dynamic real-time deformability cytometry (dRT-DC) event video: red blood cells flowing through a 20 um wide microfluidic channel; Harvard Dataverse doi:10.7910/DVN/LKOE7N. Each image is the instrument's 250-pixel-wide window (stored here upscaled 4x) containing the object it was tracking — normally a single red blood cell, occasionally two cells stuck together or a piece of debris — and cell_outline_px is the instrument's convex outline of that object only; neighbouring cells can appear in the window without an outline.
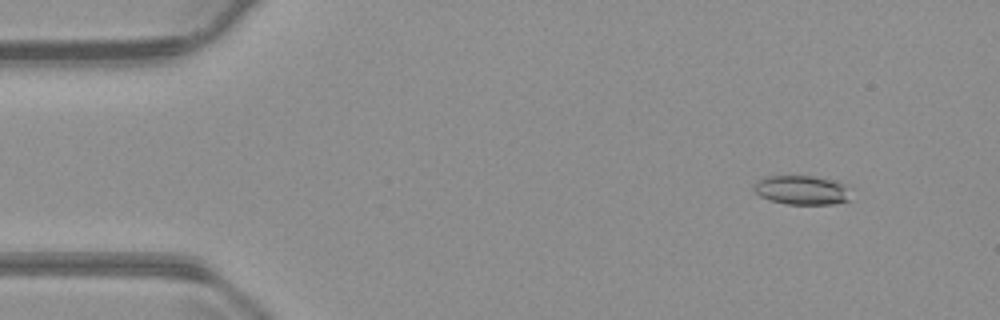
{"species": "common noctule bat (a hibernating species)", "species_latin": "Nyctalus noctula", "temperature_condition": "warm", "stored_images_in_passage": 50, "camera_frame_rate_fps": 3000, "um_per_image_px": 0.085, "animal": {"sex": "male", "body_mass_g": 23.1, "forearm_length_mm": 52.7}, "frame": {"image": 1, "passage_image": 1, "time_ms": 0.0, "image_size_px": [1000, 320], "cell_outline_px": [[852, 200], [832, 204], [788, 204], [768, 200], [760, 196], [752, 188], [752, 184], [756, 180], [764, 176], [812, 176], [828, 180], [852, 188]], "centroid_in_image_um": [68.14, 16.17], "position_along_channel_um": 16.9, "area_um2": 16.7}}
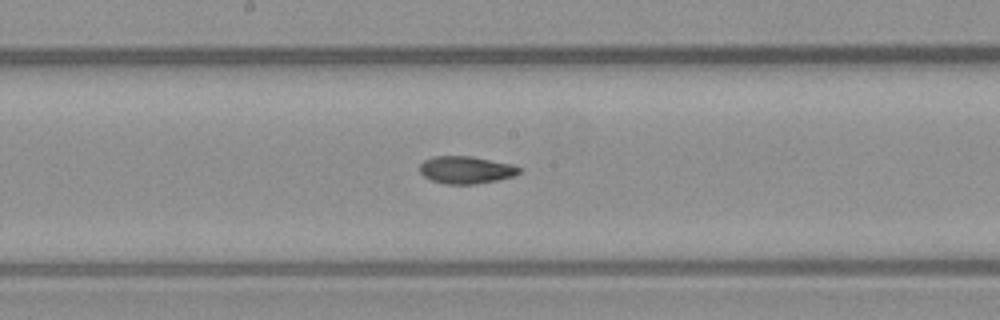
{"frame": {"image": 2, "passage_image": 24, "time_ms": 7.667, "image_size_px": [1000, 320], "cell_outline_px": [[520, 172], [512, 176], [496, 180], [476, 184], [444, 184], [432, 180], [424, 176], [420, 172], [420, 164], [424, 160], [432, 156], [472, 156], [512, 164], [520, 168]], "centroid_in_image_um": [39.58, 14.43], "position_along_channel_um": 208.6, "area_um2": 15.84}}
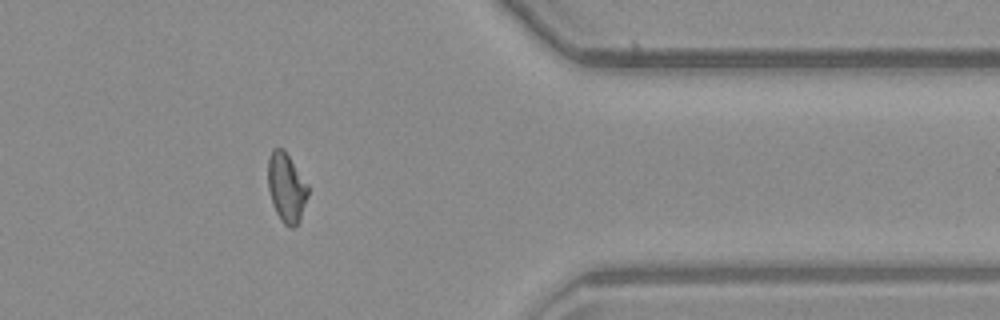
{"frame": {"image": 3, "passage_image": 40, "time_ms": 13.0, "image_size_px": [1000, 320], "cell_outline_px": [[308, 196], [300, 220], [292, 228], [288, 228], [280, 220], [272, 204], [268, 188], [268, 156], [272, 148], [284, 148], [308, 184]], "centroid_in_image_um": [24.34, 15.93], "position_along_channel_um": 387.1, "area_um2": 16.42}, "authors_computed_cell_mechanics": {"area_um2": 16.2418, "velocity_mm_per_s": 3.7415, "shape_relaxation_time_tau1_ms": null, "shape_relaxation_time_tau2_ms": 3.8767, "deformation_change_tau1": null, "deformation_change_tau2": 0.1001}}